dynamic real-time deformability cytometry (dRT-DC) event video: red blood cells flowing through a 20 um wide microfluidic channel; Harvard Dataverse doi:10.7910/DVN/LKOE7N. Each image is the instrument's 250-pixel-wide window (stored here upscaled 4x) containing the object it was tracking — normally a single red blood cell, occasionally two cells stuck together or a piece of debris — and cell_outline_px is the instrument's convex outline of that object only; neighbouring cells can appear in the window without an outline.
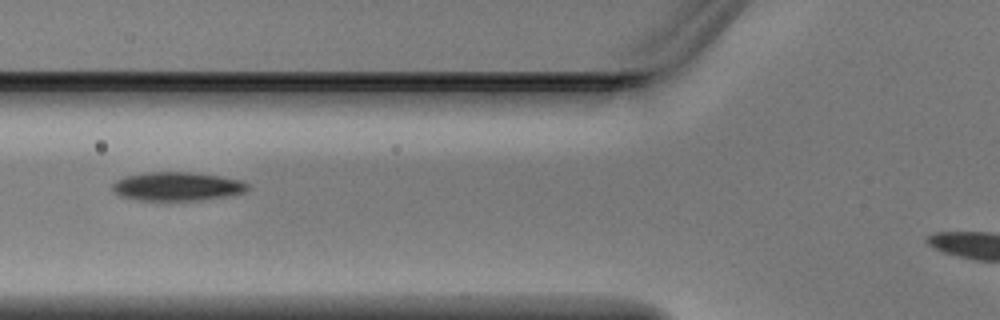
{"species": "Egyptian fruit bat (a non-hibernating species)", "species_latin": "Rousettus aegyptiacus", "temperature_condition": "warm", "stored_images_in_passage": 5, "camera_frame_rate_fps": 3000, "um_per_image_px": 0.085, "animal": {"sex": "male"}, "frame": {"image": 1, "passage_image": 5, "time_ms": 1.333, "image_size_px": [1000, 320], "cell_outline_px": [[248, 188], [244, 192], [228, 196], [200, 200], [140, 200], [120, 196], [112, 188], [112, 184], [116, 180], [124, 176], [144, 172], [192, 172], [220, 176], [240, 180], [248, 184]], "centroid_in_image_um": [15.04, 15.83], "position_along_channel_um": 110.8, "area_um2": 22.6}}